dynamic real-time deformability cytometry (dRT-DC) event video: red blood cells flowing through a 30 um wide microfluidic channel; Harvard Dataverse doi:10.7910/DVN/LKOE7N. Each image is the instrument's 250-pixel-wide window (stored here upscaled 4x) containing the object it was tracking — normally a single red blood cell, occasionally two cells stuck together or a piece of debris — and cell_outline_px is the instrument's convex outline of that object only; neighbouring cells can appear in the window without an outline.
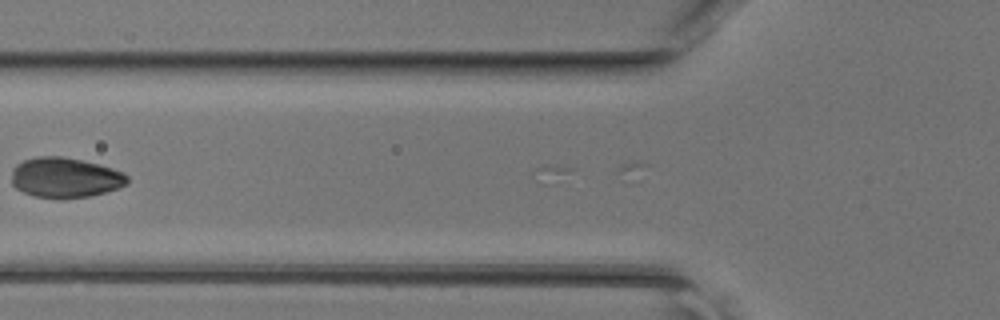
{"species": "common noctule bat (a hibernating species)", "species_latin": "Nyctalus noctula", "temperature_condition": "room temperature", "stored_images_in_passage": 9, "segment_of_instrument_passage": [2, 2], "camera_frame_rate_fps": 3000, "um_per_image_px": 0.085, "animal": {"sex": "female", "body_mass_g": 17.0, "forearm_length_mm": 48.0}, "frame": {"image": 1, "passage_image": 8, "time_ms": 2.333, "image_size_px": [1000, 320], "cell_outline_px": [[128, 184], [104, 192], [88, 196], [60, 200], [32, 196], [16, 188], [12, 184], [12, 168], [16, 164], [24, 160], [36, 156], [60, 156], [100, 164], [124, 172], [128, 176]], "centroid_in_image_um": [5.52, 15.1], "position_along_channel_um": 120.3, "area_um2": 27.4}}